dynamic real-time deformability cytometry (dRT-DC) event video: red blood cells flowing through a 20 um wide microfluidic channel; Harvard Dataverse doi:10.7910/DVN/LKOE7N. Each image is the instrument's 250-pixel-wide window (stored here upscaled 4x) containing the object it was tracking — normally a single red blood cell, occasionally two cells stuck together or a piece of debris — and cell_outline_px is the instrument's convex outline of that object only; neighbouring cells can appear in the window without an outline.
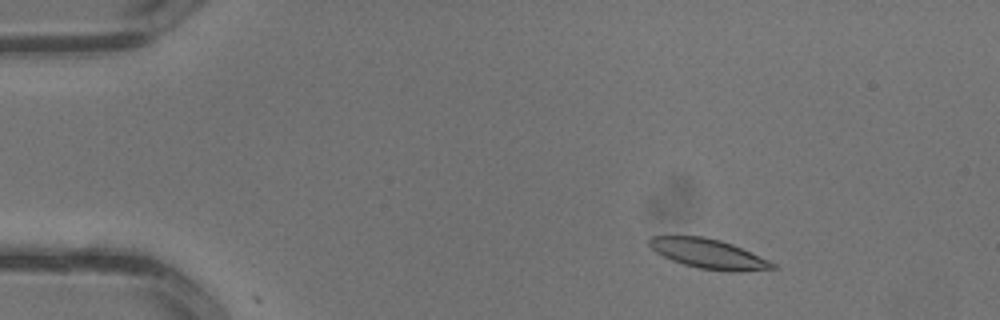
{"species": "common noctule bat (a hibernating species)", "species_latin": "Nyctalus noctula", "temperature_condition": "warm", "stored_images_in_passage": 2, "camera_frame_rate_fps": 3000, "um_per_image_px": 0.085, "animal": {"sex": "male", "body_mass_g": 13.3}, "frame": {"image": 1, "passage_image": 1, "time_ms": 0.0, "image_size_px": [1000, 320], "cell_outline_px": [[780, 268], [736, 272], [700, 268], [684, 264], [672, 260], [656, 252], [648, 244], [648, 240], [652, 236], [704, 236], [720, 240], [732, 244], [768, 260], [776, 264]], "centroid_in_image_um": [60.24, 21.57], "position_along_channel_um": 24.8, "area_um2": 21.04}}